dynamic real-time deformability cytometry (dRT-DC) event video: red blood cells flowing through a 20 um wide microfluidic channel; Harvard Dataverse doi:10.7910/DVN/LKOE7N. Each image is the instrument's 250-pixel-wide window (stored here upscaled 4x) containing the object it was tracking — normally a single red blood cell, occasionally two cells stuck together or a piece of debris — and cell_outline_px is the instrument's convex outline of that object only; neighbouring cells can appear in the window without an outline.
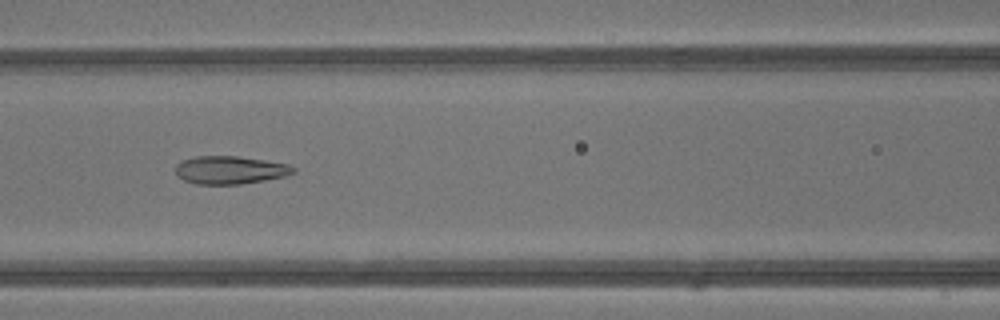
{"species": "common noctule bat (a hibernating species)", "species_latin": "Nyctalus noctula", "temperature_condition": "warm", "stored_images_in_passage": 38, "camera_frame_rate_fps": 3000, "um_per_image_px": 0.085, "animal": {"sex": "male", "body_mass_g": 13.3}, "frame": {"image": 1, "passage_image": 15, "time_ms": 4.667, "image_size_px": [1000, 320], "cell_outline_px": [[296, 172], [284, 176], [264, 180], [240, 184], [196, 184], [184, 180], [176, 176], [176, 164], [184, 160], [196, 156], [236, 156], [264, 160], [288, 164], [296, 168]], "centroid_in_image_um": [19.55, 14.45], "position_along_channel_um": 147.1, "area_um2": 19.13}}
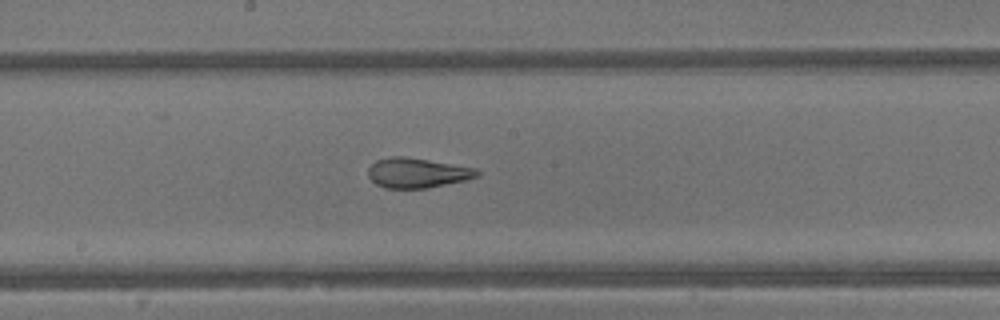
{"frame": {"image": 2, "passage_image": 19, "time_ms": 6.0, "image_size_px": [1000, 320], "cell_outline_px": [[480, 176], [464, 180], [428, 188], [384, 188], [376, 184], [368, 176], [368, 168], [376, 160], [392, 156], [404, 156], [476, 168], [480, 172]], "centroid_in_image_um": [35.45, 14.69], "position_along_channel_um": 212.7, "area_um2": 18.9}}
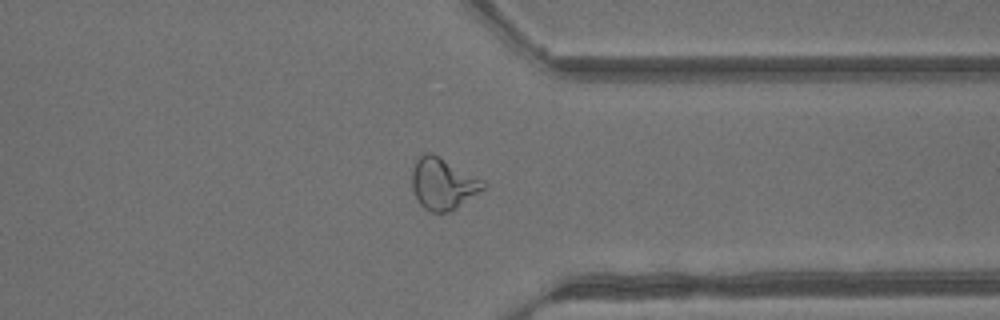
{"frame": {"image": 3, "passage_image": 29, "time_ms": 9.333, "image_size_px": [1000, 320], "cell_outline_px": [[488, 184], [484, 188], [456, 208], [448, 212], [428, 212], [420, 204], [412, 188], [412, 168], [416, 160], [424, 152], [432, 152], [484, 180]], "centroid_in_image_um": [37.64, 15.6], "position_along_channel_um": 373.8, "area_um2": 21.39}, "authors_computed_cell_mechanics": {"area_um2": 22.1374, "velocity_mm_per_s": 4.9389, "shape_relaxation_time_tau1_ms": null, "shape_relaxation_time_tau2_ms": 0.9945, "deformation_change_tau1": null, "deformation_change_tau2": 0.0737}}